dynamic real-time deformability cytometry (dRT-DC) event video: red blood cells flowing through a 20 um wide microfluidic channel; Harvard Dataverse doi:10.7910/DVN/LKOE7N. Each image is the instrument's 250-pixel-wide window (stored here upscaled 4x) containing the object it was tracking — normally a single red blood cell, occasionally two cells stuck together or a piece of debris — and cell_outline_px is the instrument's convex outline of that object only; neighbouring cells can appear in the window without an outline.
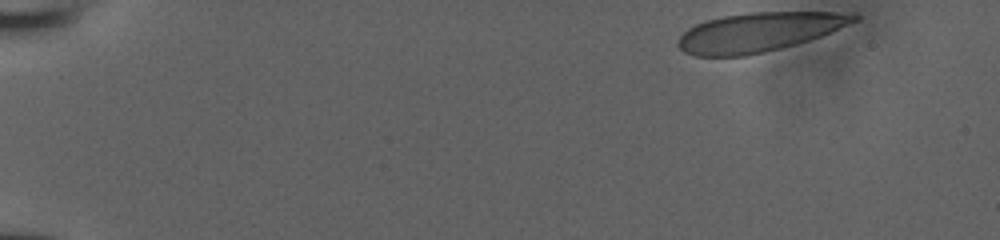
{"species": "human", "species_latin": "Homo sapiens", "temperature_condition": "room temperature", "stored_images_in_passage": 42, "camera_frame_rate_fps": 3000, "um_per_image_px": 0.085, "donor": {"sex": "male"}, "frame": {"image": 1, "passage_image": 1, "time_ms": 0.0, "image_size_px": [1000, 240], "cell_outline_px": [[860, 20], [820, 36], [808, 40], [780, 48], [764, 52], [744, 56], [696, 56], [684, 52], [676, 44], [680, 36], [688, 28], [704, 20], [724, 16], [748, 12], [856, 12], [860, 16]], "centroid_in_image_um": [64.53, 2.71], "position_along_channel_um": 20.5, "area_um2": 40.17}}
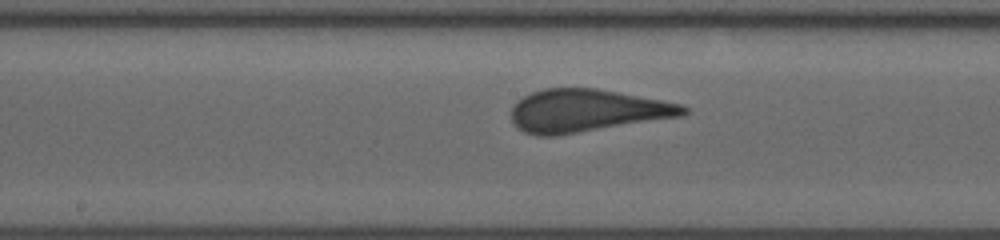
{"frame": {"image": 2, "passage_image": 24, "time_ms": 7.667, "image_size_px": [1000, 240], "cell_outline_px": [[688, 112], [684, 116], [560, 136], [536, 136], [524, 132], [516, 128], [512, 124], [512, 104], [524, 96], [532, 92], [544, 88], [596, 88], [684, 104], [688, 108]], "centroid_in_image_um": [49.88, 9.43], "position_along_channel_um": 198.3, "area_um2": 43.47}}
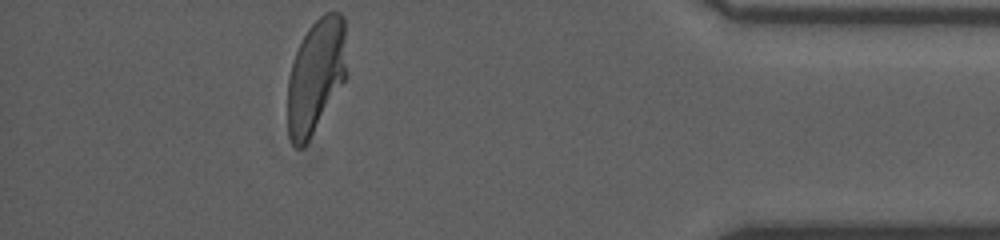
{"frame": {"image": 3, "passage_image": 42, "time_ms": 13.667, "image_size_px": [1000, 240], "cell_outline_px": [[348, 72], [344, 80], [304, 148], [296, 148], [292, 144], [288, 136], [288, 76], [296, 52], [308, 28], [324, 12], [340, 12], [344, 16]], "centroid_in_image_um": [26.86, 6.43], "position_along_channel_um": 408.3, "area_um2": 39.42}}